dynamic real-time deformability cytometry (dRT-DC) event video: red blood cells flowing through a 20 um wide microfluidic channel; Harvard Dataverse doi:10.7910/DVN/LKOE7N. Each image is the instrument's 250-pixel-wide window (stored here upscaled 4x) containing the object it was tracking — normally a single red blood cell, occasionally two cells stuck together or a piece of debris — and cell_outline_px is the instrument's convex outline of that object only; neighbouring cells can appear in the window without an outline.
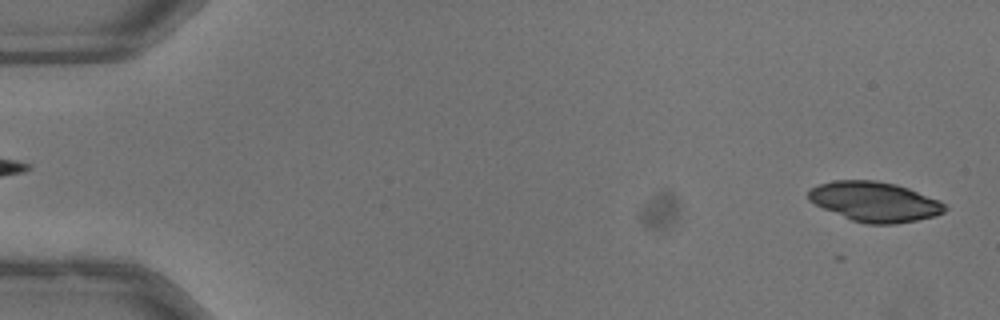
{"species": "common noctule bat (a hibernating species)", "species_latin": "Nyctalus noctula", "temperature_condition": "warm", "stored_images_in_passage": 10, "camera_frame_rate_fps": 3000, "um_per_image_px": 0.085, "animal": {"sex": "male", "body_mass_g": 13.3}, "frame": {"image": 1, "passage_image": 2, "time_ms": 0.333, "image_size_px": [1000, 320], "cell_outline_px": [[948, 208], [944, 212], [936, 216], [896, 224], [864, 224], [852, 220], [824, 208], [808, 200], [808, 192], [812, 188], [820, 184], [832, 180], [876, 180], [896, 184], [908, 188], [940, 200]], "centroid_in_image_um": [74.38, 17.14], "position_along_channel_um": 10.6, "area_um2": 31.62}}